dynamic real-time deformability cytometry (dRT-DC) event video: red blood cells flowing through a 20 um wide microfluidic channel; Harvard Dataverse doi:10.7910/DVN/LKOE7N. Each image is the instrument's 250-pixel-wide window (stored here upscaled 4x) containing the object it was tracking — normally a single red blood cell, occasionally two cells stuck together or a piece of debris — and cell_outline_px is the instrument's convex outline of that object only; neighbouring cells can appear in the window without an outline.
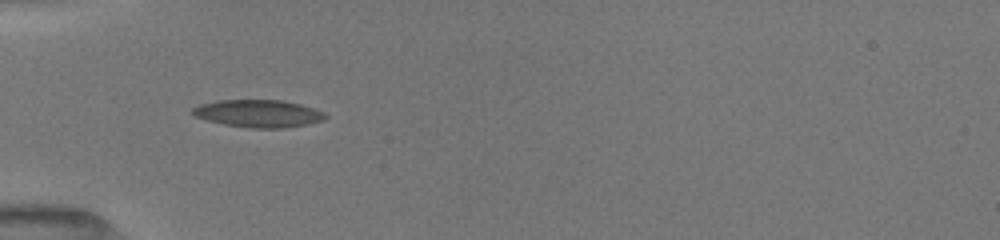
{"species": "common noctule bat (a hibernating species)", "species_latin": "Nyctalus noctula", "temperature_condition": "room temperature", "stored_images_in_passage": 78, "camera_frame_rate_fps": 3000, "um_per_image_px": 0.085, "animal": {"sex": "female", "body_mass_g": 19.5, "forearm_length_mm": 54.1}, "frame": {"image": 1, "passage_image": 9, "time_ms": 1.333, "image_size_px": [1000, 240], "cell_outline_px": [[328, 116], [324, 120], [284, 128], [248, 128], [224, 124], [208, 120], [196, 116], [192, 112], [192, 108], [200, 104], [220, 100], [280, 100], [300, 104], [312, 108]], "centroid_in_image_um": [21.94, 9.65], "position_along_channel_um": 63.1, "area_um2": 20.92}}
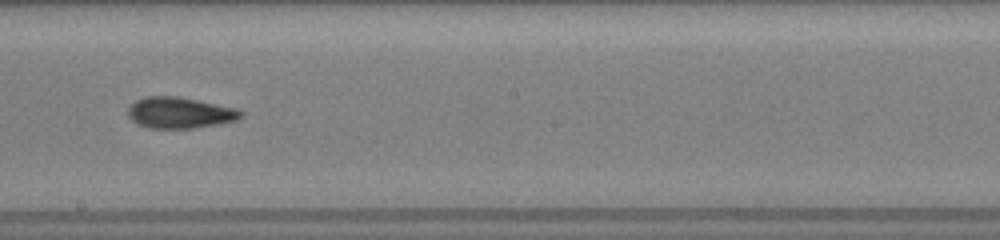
{"frame": {"image": 2, "passage_image": 36, "time_ms": 5.667, "image_size_px": [1000, 240], "cell_outline_px": [[240, 116], [232, 120], [216, 124], [192, 128], [148, 128], [136, 124], [132, 120], [128, 112], [128, 108], [136, 100], [148, 96], [176, 96], [232, 108], [240, 112]], "centroid_in_image_um": [15.15, 9.59], "position_along_channel_um": 233.0, "area_um2": 19.71}}
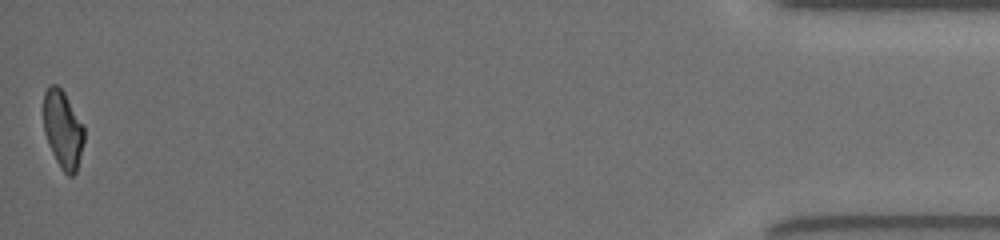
{"frame": {"image": 3, "passage_image": 76, "time_ms": 12.667, "image_size_px": [1000, 240], "cell_outline_px": [[84, 140], [76, 172], [72, 176], [68, 176], [60, 168], [56, 160], [44, 132], [44, 92], [52, 84], [56, 84], [64, 92], [84, 128]], "centroid_in_image_um": [5.34, 11.02], "position_along_channel_um": 429.9, "area_um2": 17.98}, "authors_computed_cell_mechanics": {"area_um2": 19.3052, "velocity_mm_per_s": 4.0378, "shape_relaxation_time_tau1_ms": 4.2138, "shape_relaxation_time_tau2_ms": 2.8772, "deformation_change_tau1": 0.167, "deformation_change_tau2": 0.1095}}